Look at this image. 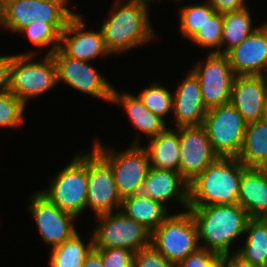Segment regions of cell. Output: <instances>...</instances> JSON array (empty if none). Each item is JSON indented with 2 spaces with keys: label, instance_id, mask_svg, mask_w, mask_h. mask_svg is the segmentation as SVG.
<instances>
[{
  "label": "cell",
  "instance_id": "cell-1",
  "mask_svg": "<svg viewBox=\"0 0 267 267\" xmlns=\"http://www.w3.org/2000/svg\"><path fill=\"white\" fill-rule=\"evenodd\" d=\"M188 210L197 228L198 242H203L199 246L220 256L230 254L231 243L245 234L251 219L239 204L189 206Z\"/></svg>",
  "mask_w": 267,
  "mask_h": 267
},
{
  "label": "cell",
  "instance_id": "cell-2",
  "mask_svg": "<svg viewBox=\"0 0 267 267\" xmlns=\"http://www.w3.org/2000/svg\"><path fill=\"white\" fill-rule=\"evenodd\" d=\"M116 0L111 16L102 24L104 43L112 53L128 51L155 39L148 14V2Z\"/></svg>",
  "mask_w": 267,
  "mask_h": 267
},
{
  "label": "cell",
  "instance_id": "cell-3",
  "mask_svg": "<svg viewBox=\"0 0 267 267\" xmlns=\"http://www.w3.org/2000/svg\"><path fill=\"white\" fill-rule=\"evenodd\" d=\"M246 168L237 158L219 157L189 183V206L238 204Z\"/></svg>",
  "mask_w": 267,
  "mask_h": 267
},
{
  "label": "cell",
  "instance_id": "cell-4",
  "mask_svg": "<svg viewBox=\"0 0 267 267\" xmlns=\"http://www.w3.org/2000/svg\"><path fill=\"white\" fill-rule=\"evenodd\" d=\"M37 53V54H36ZM38 51L14 55L10 69L9 91L25 105L27 99L40 96L58 84L57 68L52 55L33 61Z\"/></svg>",
  "mask_w": 267,
  "mask_h": 267
},
{
  "label": "cell",
  "instance_id": "cell-5",
  "mask_svg": "<svg viewBox=\"0 0 267 267\" xmlns=\"http://www.w3.org/2000/svg\"><path fill=\"white\" fill-rule=\"evenodd\" d=\"M97 141L92 149L110 166L121 198L139 194L151 167L144 147L135 141L126 150L116 153L113 148H104L105 145Z\"/></svg>",
  "mask_w": 267,
  "mask_h": 267
},
{
  "label": "cell",
  "instance_id": "cell-6",
  "mask_svg": "<svg viewBox=\"0 0 267 267\" xmlns=\"http://www.w3.org/2000/svg\"><path fill=\"white\" fill-rule=\"evenodd\" d=\"M151 245L175 264L200 248L197 228L190 211L169 215L152 232Z\"/></svg>",
  "mask_w": 267,
  "mask_h": 267
},
{
  "label": "cell",
  "instance_id": "cell-7",
  "mask_svg": "<svg viewBox=\"0 0 267 267\" xmlns=\"http://www.w3.org/2000/svg\"><path fill=\"white\" fill-rule=\"evenodd\" d=\"M97 219L100 223L92 233L94 249L118 247L135 253L151 245L152 232L121 210L97 215Z\"/></svg>",
  "mask_w": 267,
  "mask_h": 267
},
{
  "label": "cell",
  "instance_id": "cell-8",
  "mask_svg": "<svg viewBox=\"0 0 267 267\" xmlns=\"http://www.w3.org/2000/svg\"><path fill=\"white\" fill-rule=\"evenodd\" d=\"M54 178L50 187L40 192L61 210L79 217L86 209L87 154L76 155Z\"/></svg>",
  "mask_w": 267,
  "mask_h": 267
},
{
  "label": "cell",
  "instance_id": "cell-9",
  "mask_svg": "<svg viewBox=\"0 0 267 267\" xmlns=\"http://www.w3.org/2000/svg\"><path fill=\"white\" fill-rule=\"evenodd\" d=\"M202 126L219 157L237 158L247 123L231 103L207 110Z\"/></svg>",
  "mask_w": 267,
  "mask_h": 267
},
{
  "label": "cell",
  "instance_id": "cell-10",
  "mask_svg": "<svg viewBox=\"0 0 267 267\" xmlns=\"http://www.w3.org/2000/svg\"><path fill=\"white\" fill-rule=\"evenodd\" d=\"M193 68L207 110L230 103L236 74L225 54L209 53L205 65L197 63Z\"/></svg>",
  "mask_w": 267,
  "mask_h": 267
},
{
  "label": "cell",
  "instance_id": "cell-11",
  "mask_svg": "<svg viewBox=\"0 0 267 267\" xmlns=\"http://www.w3.org/2000/svg\"><path fill=\"white\" fill-rule=\"evenodd\" d=\"M51 55L57 68L58 83L62 81L80 92L112 101L113 87L87 61L69 57L60 48Z\"/></svg>",
  "mask_w": 267,
  "mask_h": 267
},
{
  "label": "cell",
  "instance_id": "cell-12",
  "mask_svg": "<svg viewBox=\"0 0 267 267\" xmlns=\"http://www.w3.org/2000/svg\"><path fill=\"white\" fill-rule=\"evenodd\" d=\"M122 198L110 166L94 151L87 153V200L95 216L121 209Z\"/></svg>",
  "mask_w": 267,
  "mask_h": 267
},
{
  "label": "cell",
  "instance_id": "cell-13",
  "mask_svg": "<svg viewBox=\"0 0 267 267\" xmlns=\"http://www.w3.org/2000/svg\"><path fill=\"white\" fill-rule=\"evenodd\" d=\"M179 133V173L190 183L219 158L202 125L176 127Z\"/></svg>",
  "mask_w": 267,
  "mask_h": 267
},
{
  "label": "cell",
  "instance_id": "cell-14",
  "mask_svg": "<svg viewBox=\"0 0 267 267\" xmlns=\"http://www.w3.org/2000/svg\"><path fill=\"white\" fill-rule=\"evenodd\" d=\"M33 194L28 208L46 244L55 248L77 233L73 224L75 216L61 210L41 192Z\"/></svg>",
  "mask_w": 267,
  "mask_h": 267
},
{
  "label": "cell",
  "instance_id": "cell-15",
  "mask_svg": "<svg viewBox=\"0 0 267 267\" xmlns=\"http://www.w3.org/2000/svg\"><path fill=\"white\" fill-rule=\"evenodd\" d=\"M225 55L236 76H267V22Z\"/></svg>",
  "mask_w": 267,
  "mask_h": 267
},
{
  "label": "cell",
  "instance_id": "cell-16",
  "mask_svg": "<svg viewBox=\"0 0 267 267\" xmlns=\"http://www.w3.org/2000/svg\"><path fill=\"white\" fill-rule=\"evenodd\" d=\"M85 23L80 14H75L61 32L59 48L69 57L90 61L98 56L109 55L101 30L84 31ZM73 34V37L70 35Z\"/></svg>",
  "mask_w": 267,
  "mask_h": 267
},
{
  "label": "cell",
  "instance_id": "cell-17",
  "mask_svg": "<svg viewBox=\"0 0 267 267\" xmlns=\"http://www.w3.org/2000/svg\"><path fill=\"white\" fill-rule=\"evenodd\" d=\"M266 96V75L236 76L230 103L248 124L264 118Z\"/></svg>",
  "mask_w": 267,
  "mask_h": 267
},
{
  "label": "cell",
  "instance_id": "cell-18",
  "mask_svg": "<svg viewBox=\"0 0 267 267\" xmlns=\"http://www.w3.org/2000/svg\"><path fill=\"white\" fill-rule=\"evenodd\" d=\"M176 127L200 126L207 113L198 78L190 71L173 94Z\"/></svg>",
  "mask_w": 267,
  "mask_h": 267
},
{
  "label": "cell",
  "instance_id": "cell-19",
  "mask_svg": "<svg viewBox=\"0 0 267 267\" xmlns=\"http://www.w3.org/2000/svg\"><path fill=\"white\" fill-rule=\"evenodd\" d=\"M140 193L164 206L175 198L187 210L189 208V183L179 172L150 167Z\"/></svg>",
  "mask_w": 267,
  "mask_h": 267
},
{
  "label": "cell",
  "instance_id": "cell-20",
  "mask_svg": "<svg viewBox=\"0 0 267 267\" xmlns=\"http://www.w3.org/2000/svg\"><path fill=\"white\" fill-rule=\"evenodd\" d=\"M238 204L251 218L267 214V168H246L241 175Z\"/></svg>",
  "mask_w": 267,
  "mask_h": 267
},
{
  "label": "cell",
  "instance_id": "cell-21",
  "mask_svg": "<svg viewBox=\"0 0 267 267\" xmlns=\"http://www.w3.org/2000/svg\"><path fill=\"white\" fill-rule=\"evenodd\" d=\"M112 103L122 105L134 127L148 138H153L167 129L165 121L153 114L140 101L138 96L130 93L120 94L113 88Z\"/></svg>",
  "mask_w": 267,
  "mask_h": 267
},
{
  "label": "cell",
  "instance_id": "cell-22",
  "mask_svg": "<svg viewBox=\"0 0 267 267\" xmlns=\"http://www.w3.org/2000/svg\"><path fill=\"white\" fill-rule=\"evenodd\" d=\"M148 153L151 167L155 169L179 172L180 143L179 133L167 128L156 137L150 138Z\"/></svg>",
  "mask_w": 267,
  "mask_h": 267
},
{
  "label": "cell",
  "instance_id": "cell-23",
  "mask_svg": "<svg viewBox=\"0 0 267 267\" xmlns=\"http://www.w3.org/2000/svg\"><path fill=\"white\" fill-rule=\"evenodd\" d=\"M120 210L151 232L169 216L166 206L141 193L123 198Z\"/></svg>",
  "mask_w": 267,
  "mask_h": 267
},
{
  "label": "cell",
  "instance_id": "cell-24",
  "mask_svg": "<svg viewBox=\"0 0 267 267\" xmlns=\"http://www.w3.org/2000/svg\"><path fill=\"white\" fill-rule=\"evenodd\" d=\"M237 159L247 168H267V121L248 123Z\"/></svg>",
  "mask_w": 267,
  "mask_h": 267
},
{
  "label": "cell",
  "instance_id": "cell-25",
  "mask_svg": "<svg viewBox=\"0 0 267 267\" xmlns=\"http://www.w3.org/2000/svg\"><path fill=\"white\" fill-rule=\"evenodd\" d=\"M245 233L244 246L235 253L252 265L265 267L267 257V221L264 218H251Z\"/></svg>",
  "mask_w": 267,
  "mask_h": 267
},
{
  "label": "cell",
  "instance_id": "cell-26",
  "mask_svg": "<svg viewBox=\"0 0 267 267\" xmlns=\"http://www.w3.org/2000/svg\"><path fill=\"white\" fill-rule=\"evenodd\" d=\"M252 28V19L249 8L223 14V32L221 38V54L240 44L257 28ZM226 47L222 50V47Z\"/></svg>",
  "mask_w": 267,
  "mask_h": 267
},
{
  "label": "cell",
  "instance_id": "cell-27",
  "mask_svg": "<svg viewBox=\"0 0 267 267\" xmlns=\"http://www.w3.org/2000/svg\"><path fill=\"white\" fill-rule=\"evenodd\" d=\"M93 248V237L90 243L85 245L79 233H75L59 246L51 248L48 265L51 267H82L86 256Z\"/></svg>",
  "mask_w": 267,
  "mask_h": 267
},
{
  "label": "cell",
  "instance_id": "cell-28",
  "mask_svg": "<svg viewBox=\"0 0 267 267\" xmlns=\"http://www.w3.org/2000/svg\"><path fill=\"white\" fill-rule=\"evenodd\" d=\"M38 0H2V26L19 33L37 18Z\"/></svg>",
  "mask_w": 267,
  "mask_h": 267
},
{
  "label": "cell",
  "instance_id": "cell-29",
  "mask_svg": "<svg viewBox=\"0 0 267 267\" xmlns=\"http://www.w3.org/2000/svg\"><path fill=\"white\" fill-rule=\"evenodd\" d=\"M67 23H44L32 21L19 33H26L29 41L37 47L51 46L46 55H51L60 46L61 32L66 28Z\"/></svg>",
  "mask_w": 267,
  "mask_h": 267
},
{
  "label": "cell",
  "instance_id": "cell-30",
  "mask_svg": "<svg viewBox=\"0 0 267 267\" xmlns=\"http://www.w3.org/2000/svg\"><path fill=\"white\" fill-rule=\"evenodd\" d=\"M216 13L211 4H190L179 12L180 31L191 40L203 25Z\"/></svg>",
  "mask_w": 267,
  "mask_h": 267
},
{
  "label": "cell",
  "instance_id": "cell-31",
  "mask_svg": "<svg viewBox=\"0 0 267 267\" xmlns=\"http://www.w3.org/2000/svg\"><path fill=\"white\" fill-rule=\"evenodd\" d=\"M138 98L148 110L163 120L164 116L173 110V94L158 82L146 87L139 93Z\"/></svg>",
  "mask_w": 267,
  "mask_h": 267
},
{
  "label": "cell",
  "instance_id": "cell-32",
  "mask_svg": "<svg viewBox=\"0 0 267 267\" xmlns=\"http://www.w3.org/2000/svg\"><path fill=\"white\" fill-rule=\"evenodd\" d=\"M223 32V14L216 12L199 31L194 35L191 41L203 48H212L209 53L221 54V38ZM216 49V50H215Z\"/></svg>",
  "mask_w": 267,
  "mask_h": 267
},
{
  "label": "cell",
  "instance_id": "cell-33",
  "mask_svg": "<svg viewBox=\"0 0 267 267\" xmlns=\"http://www.w3.org/2000/svg\"><path fill=\"white\" fill-rule=\"evenodd\" d=\"M68 0H38L37 18L33 21L44 23H68L76 14L66 7Z\"/></svg>",
  "mask_w": 267,
  "mask_h": 267
},
{
  "label": "cell",
  "instance_id": "cell-34",
  "mask_svg": "<svg viewBox=\"0 0 267 267\" xmlns=\"http://www.w3.org/2000/svg\"><path fill=\"white\" fill-rule=\"evenodd\" d=\"M25 104L10 91L0 93V127H17L23 121Z\"/></svg>",
  "mask_w": 267,
  "mask_h": 267
},
{
  "label": "cell",
  "instance_id": "cell-35",
  "mask_svg": "<svg viewBox=\"0 0 267 267\" xmlns=\"http://www.w3.org/2000/svg\"><path fill=\"white\" fill-rule=\"evenodd\" d=\"M101 256L103 267H133L134 252L125 248L95 249Z\"/></svg>",
  "mask_w": 267,
  "mask_h": 267
},
{
  "label": "cell",
  "instance_id": "cell-36",
  "mask_svg": "<svg viewBox=\"0 0 267 267\" xmlns=\"http://www.w3.org/2000/svg\"><path fill=\"white\" fill-rule=\"evenodd\" d=\"M133 267H177V264L168 261L150 245L134 253Z\"/></svg>",
  "mask_w": 267,
  "mask_h": 267
},
{
  "label": "cell",
  "instance_id": "cell-37",
  "mask_svg": "<svg viewBox=\"0 0 267 267\" xmlns=\"http://www.w3.org/2000/svg\"><path fill=\"white\" fill-rule=\"evenodd\" d=\"M220 257L217 253L200 247L180 261L177 267H218Z\"/></svg>",
  "mask_w": 267,
  "mask_h": 267
},
{
  "label": "cell",
  "instance_id": "cell-38",
  "mask_svg": "<svg viewBox=\"0 0 267 267\" xmlns=\"http://www.w3.org/2000/svg\"><path fill=\"white\" fill-rule=\"evenodd\" d=\"M213 9L221 14L238 11L248 7L244 0H209Z\"/></svg>",
  "mask_w": 267,
  "mask_h": 267
},
{
  "label": "cell",
  "instance_id": "cell-39",
  "mask_svg": "<svg viewBox=\"0 0 267 267\" xmlns=\"http://www.w3.org/2000/svg\"><path fill=\"white\" fill-rule=\"evenodd\" d=\"M14 55H0V93L9 91L10 69Z\"/></svg>",
  "mask_w": 267,
  "mask_h": 267
},
{
  "label": "cell",
  "instance_id": "cell-40",
  "mask_svg": "<svg viewBox=\"0 0 267 267\" xmlns=\"http://www.w3.org/2000/svg\"><path fill=\"white\" fill-rule=\"evenodd\" d=\"M218 267H258L252 265L248 261L243 260L240 256H238L235 252L226 255H222L220 257L219 266Z\"/></svg>",
  "mask_w": 267,
  "mask_h": 267
},
{
  "label": "cell",
  "instance_id": "cell-41",
  "mask_svg": "<svg viewBox=\"0 0 267 267\" xmlns=\"http://www.w3.org/2000/svg\"><path fill=\"white\" fill-rule=\"evenodd\" d=\"M82 267H103L101 256L94 248L86 256Z\"/></svg>",
  "mask_w": 267,
  "mask_h": 267
},
{
  "label": "cell",
  "instance_id": "cell-42",
  "mask_svg": "<svg viewBox=\"0 0 267 267\" xmlns=\"http://www.w3.org/2000/svg\"><path fill=\"white\" fill-rule=\"evenodd\" d=\"M263 119L267 121V96H266L265 111H264V118Z\"/></svg>",
  "mask_w": 267,
  "mask_h": 267
},
{
  "label": "cell",
  "instance_id": "cell-43",
  "mask_svg": "<svg viewBox=\"0 0 267 267\" xmlns=\"http://www.w3.org/2000/svg\"><path fill=\"white\" fill-rule=\"evenodd\" d=\"M0 25L2 26V0H0Z\"/></svg>",
  "mask_w": 267,
  "mask_h": 267
},
{
  "label": "cell",
  "instance_id": "cell-44",
  "mask_svg": "<svg viewBox=\"0 0 267 267\" xmlns=\"http://www.w3.org/2000/svg\"><path fill=\"white\" fill-rule=\"evenodd\" d=\"M142 1H145V2H148L149 3V2H152L153 0H142Z\"/></svg>",
  "mask_w": 267,
  "mask_h": 267
},
{
  "label": "cell",
  "instance_id": "cell-45",
  "mask_svg": "<svg viewBox=\"0 0 267 267\" xmlns=\"http://www.w3.org/2000/svg\"><path fill=\"white\" fill-rule=\"evenodd\" d=\"M265 267H267V257H265Z\"/></svg>",
  "mask_w": 267,
  "mask_h": 267
}]
</instances>
